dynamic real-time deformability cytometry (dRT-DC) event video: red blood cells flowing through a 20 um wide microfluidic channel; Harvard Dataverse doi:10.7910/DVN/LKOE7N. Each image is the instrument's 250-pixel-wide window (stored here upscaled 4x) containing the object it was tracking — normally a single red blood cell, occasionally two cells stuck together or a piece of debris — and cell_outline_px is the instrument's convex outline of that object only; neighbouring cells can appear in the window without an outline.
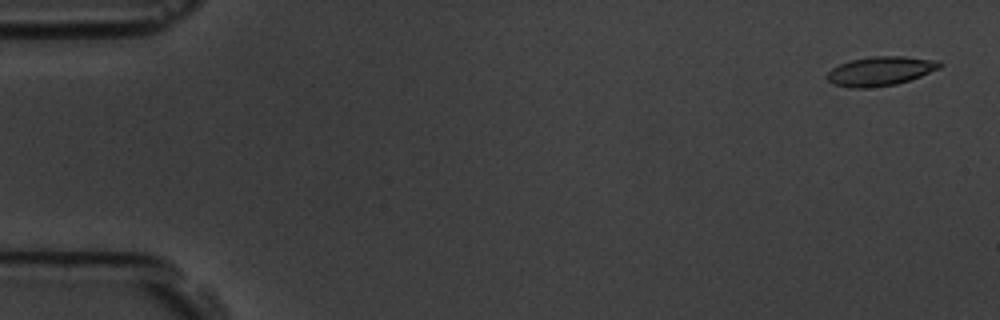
{"species": "common noctule bat (a hibernating species)", "species_latin": "Nyctalus noctula", "temperature_condition": "room temperature", "stored_images_in_passage": 5, "camera_frame_rate_fps": 3000, "um_per_image_px": 0.085, "animal": {"sex": "male", "body_mass_g": 19.5, "forearm_length_mm": 54.6}, "frame": {"image": 1, "passage_image": 1, "time_ms": 0.0, "image_size_px": [1000, 320], "cell_outline_px": [[944, 64], [940, 68], [920, 76], [896, 84], [864, 88], [852, 88], [832, 84], [824, 76], [832, 68], [840, 64], [852, 60], [872, 56], [904, 56], [940, 60]], "centroid_in_image_um": [74.84, 6.03], "position_along_channel_um": 10.2, "area_um2": 19.19}}
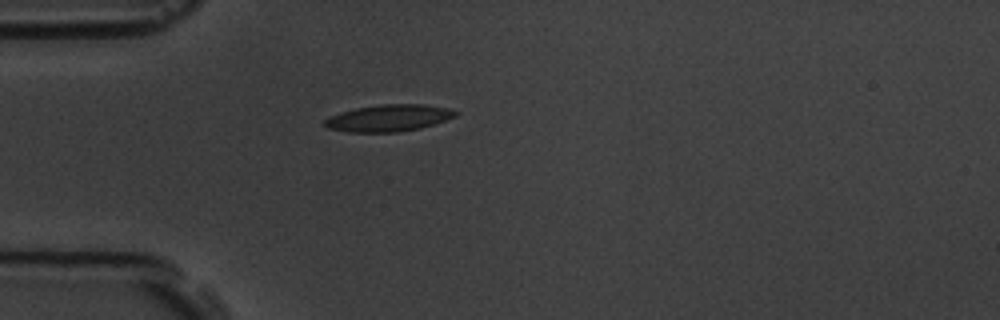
{"frame": {"image": 2, "passage_image": 5, "time_ms": 4.667, "image_size_px": [1000, 320], "cell_outline_px": [[460, 112], [456, 116], [420, 128], [396, 132], [348, 132], [328, 128], [324, 124], [324, 120], [340, 112], [356, 108], [380, 104], [424, 104], [448, 108]], "centroid_in_image_um": [33.04, 10.02], "position_along_channel_um": 52.0, "area_um2": 20.29}}